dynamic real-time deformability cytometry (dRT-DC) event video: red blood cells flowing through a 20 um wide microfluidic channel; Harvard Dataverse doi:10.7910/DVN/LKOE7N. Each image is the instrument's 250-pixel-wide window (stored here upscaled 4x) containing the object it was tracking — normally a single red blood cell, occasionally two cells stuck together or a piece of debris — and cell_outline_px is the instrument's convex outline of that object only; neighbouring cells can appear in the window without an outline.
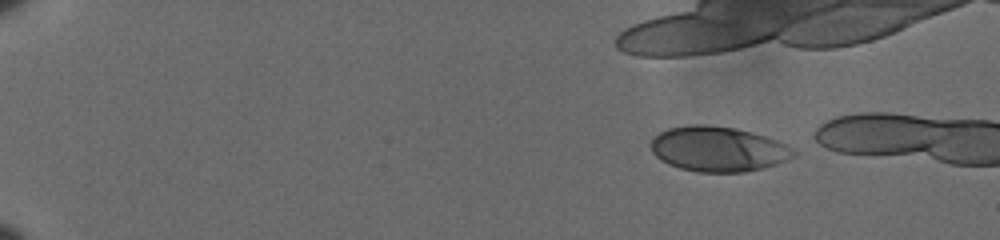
{"species": "human", "species_latin": "Homo sapiens", "temperature_condition": "cold", "stored_images_in_passage": 15, "camera_frame_rate_fps": 3000, "um_per_image_px": 0.085, "donor": {"sex": "male"}, "frame": {"image": 1, "passage_image": 3, "time_ms": 0.667, "image_size_px": [1000, 240], "cell_outline_px": [[796, 156], [788, 160], [764, 168], [744, 172], [700, 172], [680, 168], [668, 164], [660, 160], [652, 152], [652, 140], [660, 132], [668, 128], [688, 124], [704, 124], [736, 128], [752, 132], [788, 144], [796, 152]], "centroid_in_image_um": [61.07, 12.66], "position_along_channel_um": 23.9, "area_um2": 37.63}}